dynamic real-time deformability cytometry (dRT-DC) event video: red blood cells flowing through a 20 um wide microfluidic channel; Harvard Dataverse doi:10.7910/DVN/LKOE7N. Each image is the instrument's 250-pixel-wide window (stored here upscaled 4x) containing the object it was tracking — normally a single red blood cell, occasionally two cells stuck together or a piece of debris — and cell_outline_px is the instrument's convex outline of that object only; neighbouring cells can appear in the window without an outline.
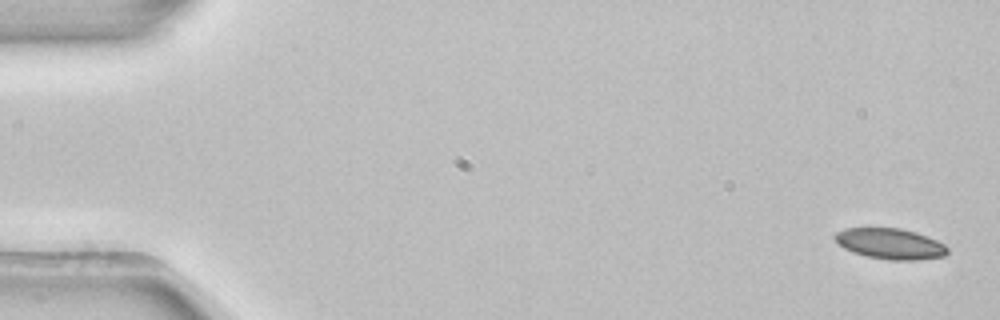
{"species": "common noctule bat (a hibernating species)", "species_latin": "Nyctalus noctula", "temperature_condition": "room temperature", "stored_images_in_passage": 4, "camera_frame_rate_fps": 3000, "um_per_image_px": 0.085, "animal": {"sex": "female", "body_mass_g": 22.7, "forearm_length_mm": 54.2}, "frame": {"image": 1, "passage_image": 1, "time_ms": 0.0, "image_size_px": [1000, 320], "cell_outline_px": [[948, 252], [944, 256], [920, 260], [888, 260], [868, 256], [852, 252], [844, 248], [832, 236], [836, 232], [844, 228], [900, 228], [916, 232], [928, 236], [944, 244], [948, 248]], "centroid_in_image_um": [75.68, 20.71], "position_along_channel_um": 9.3, "area_um2": 20.23}}
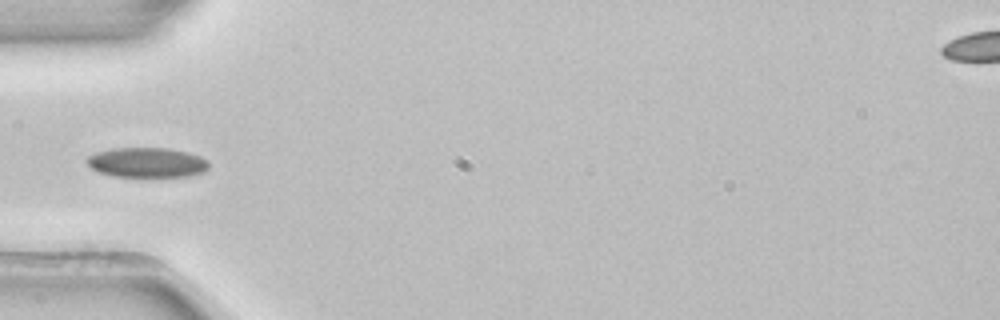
{"frame": {"image": 2, "passage_image": 4, "time_ms": 1.0, "image_size_px": [1000, 320], "cell_outline_px": [[208, 168], [204, 172], [188, 176], [112, 176], [100, 172], [92, 168], [84, 160], [88, 156], [96, 152], [112, 148], [168, 148], [188, 152], [200, 156], [208, 160]], "centroid_in_image_um": [12.49, 13.8], "position_along_channel_um": 72.5, "area_um2": 21.21}}